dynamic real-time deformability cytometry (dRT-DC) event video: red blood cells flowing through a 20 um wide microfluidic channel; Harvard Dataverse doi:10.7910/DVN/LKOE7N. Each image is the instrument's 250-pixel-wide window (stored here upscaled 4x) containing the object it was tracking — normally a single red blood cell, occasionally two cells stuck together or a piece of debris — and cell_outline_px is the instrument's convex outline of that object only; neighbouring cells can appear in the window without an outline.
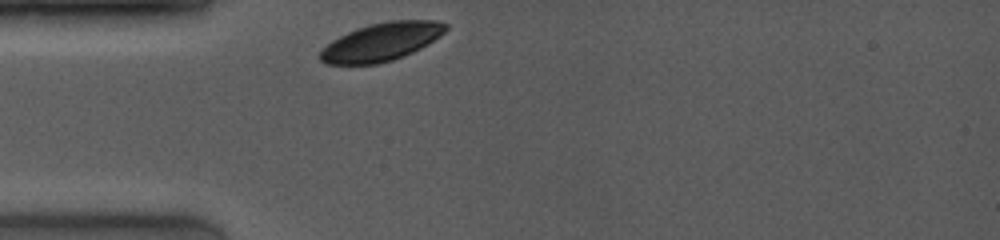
{"species": "common noctule bat (a hibernating species)", "species_latin": "Nyctalus noctula", "temperature_condition": "room temperature", "stored_images_in_passage": 43, "camera_frame_rate_fps": 4000, "um_per_image_px": 0.085, "animal": {"sex": "female", "body_mass_g": 19.0, "forearm_length_mm": 53.3}, "frame": {"image": 1, "passage_image": 1, "time_ms": 0.0, "image_size_px": [1000, 240], "cell_outline_px": [[448, 28], [440, 36], [428, 44], [404, 56], [392, 60], [376, 64], [324, 64], [320, 60], [320, 48], [332, 40], [356, 28], [388, 20], [436, 20], [448, 24]], "centroid_in_image_um": [32.41, 3.55], "position_along_channel_um": 52.6, "area_um2": 27.92}}
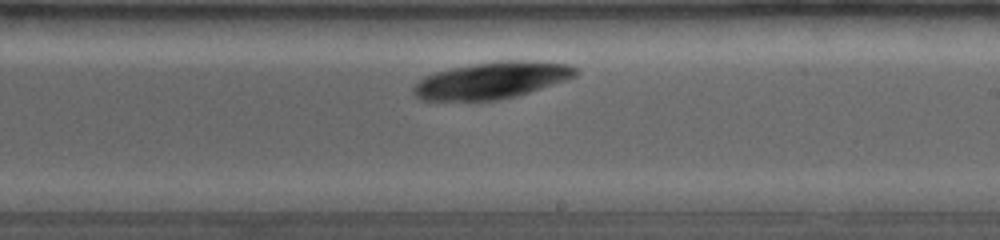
{"frame": {"image": 2, "passage_image": 36, "time_ms": 5.25, "image_size_px": [1000, 240], "cell_outline_px": [[580, 72], [576, 76], [568, 80], [516, 96], [500, 100], [420, 100], [412, 92], [412, 88], [424, 76], [436, 72], [452, 68], [496, 60], [520, 60], [568, 64], [576, 68]], "centroid_in_image_um": [41.82, 6.83], "position_along_channel_um": 247.2, "area_um2": 34.68}}
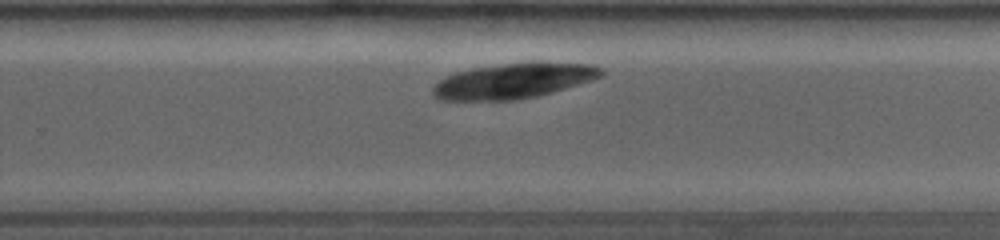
{"frame": {"image": 3, "passage_image": 42, "time_ms": 6.25, "image_size_px": [1000, 240], "cell_outline_px": [[604, 72], [600, 76], [592, 80], [552, 92], [536, 96], [516, 100], [440, 100], [432, 92], [432, 88], [440, 80], [456, 72], [476, 68], [536, 60], [592, 64], [604, 68]], "centroid_in_image_um": [43.73, 6.85], "position_along_channel_um": 286.1, "area_um2": 34.68}}